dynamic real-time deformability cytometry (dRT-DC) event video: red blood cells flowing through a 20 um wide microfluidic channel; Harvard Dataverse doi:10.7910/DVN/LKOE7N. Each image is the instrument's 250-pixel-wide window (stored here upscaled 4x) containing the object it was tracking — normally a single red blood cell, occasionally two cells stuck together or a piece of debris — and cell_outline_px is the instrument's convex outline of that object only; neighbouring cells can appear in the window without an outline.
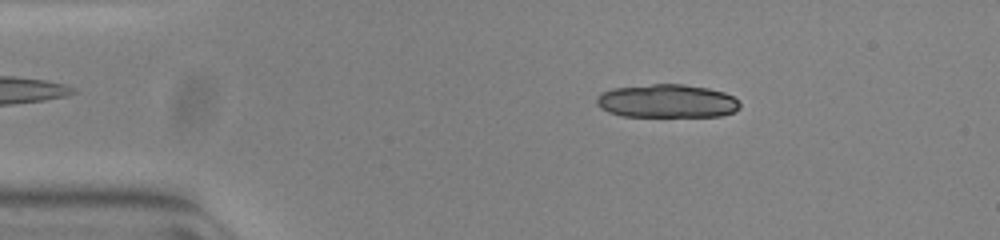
{"species": "common noctule bat (a hibernating species)", "species_latin": "Nyctalus noctula", "temperature_condition": "warm", "stored_images_in_passage": 17, "camera_frame_rate_fps": 3000, "um_per_image_px": 0.085, "animal": {"sex": "female", "body_mass_g": 23.0, "forearm_length_mm": 53.4}, "frame": {"image": 1, "passage_image": 8, "time_ms": 2.333, "image_size_px": [1000, 240], "cell_outline_px": [[740, 108], [736, 112], [720, 116], [620, 116], [608, 112], [600, 108], [596, 104], [596, 96], [600, 92], [612, 88], [652, 84], [684, 84], [708, 88], [724, 92], [732, 96], [740, 104]], "centroid_in_image_um": [56.66, 8.59], "position_along_channel_um": 28.3, "area_um2": 28.15}}